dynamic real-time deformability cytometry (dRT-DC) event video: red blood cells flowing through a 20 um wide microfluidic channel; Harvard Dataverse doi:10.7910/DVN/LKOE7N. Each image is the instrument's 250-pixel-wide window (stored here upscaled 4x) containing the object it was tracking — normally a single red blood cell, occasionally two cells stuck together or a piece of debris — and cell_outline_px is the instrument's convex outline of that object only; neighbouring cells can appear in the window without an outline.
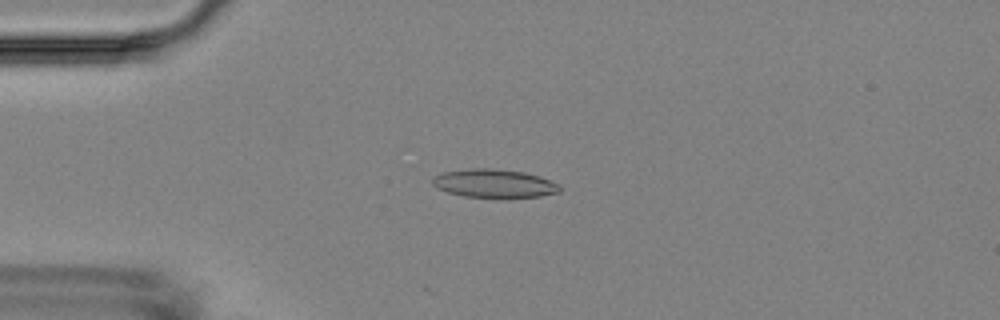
{"species": "Egyptian fruit bat (a non-hibernating species)", "species_latin": "Rousettus aegyptiacus", "temperature_condition": "room temperature", "stored_images_in_passage": 3, "camera_frame_rate_fps": 3000, "um_per_image_px": 0.085, "animal": {"sex": "female"}, "frame": {"image": 1, "passage_image": 2, "time_ms": 1.667, "image_size_px": [1000, 320], "cell_outline_px": [[560, 192], [540, 196], [500, 200], [464, 196], [448, 192], [436, 188], [432, 184], [432, 176], [440, 172], [472, 168], [492, 168], [524, 172], [540, 176], [560, 184]], "centroid_in_image_um": [42.0, 15.62], "position_along_channel_um": 43.0, "area_um2": 21.96}}